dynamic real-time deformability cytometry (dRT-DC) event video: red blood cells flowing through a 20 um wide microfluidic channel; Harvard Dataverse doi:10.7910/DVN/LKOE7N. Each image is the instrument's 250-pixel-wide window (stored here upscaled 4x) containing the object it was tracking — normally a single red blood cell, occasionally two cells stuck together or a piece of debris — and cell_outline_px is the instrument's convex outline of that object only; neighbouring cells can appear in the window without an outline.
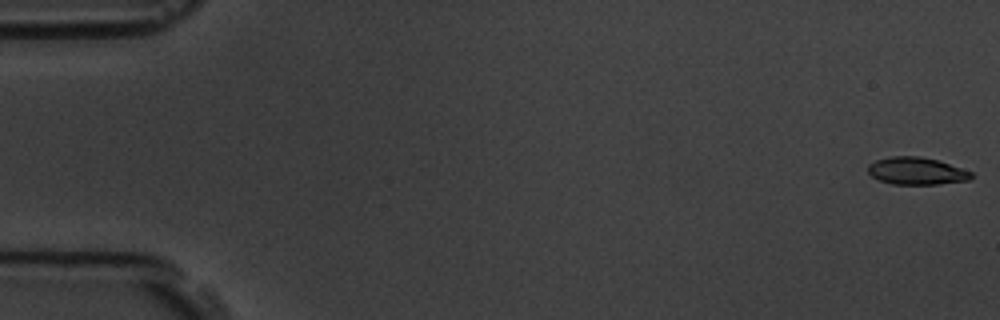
{"species": "common noctule bat (a hibernating species)", "species_latin": "Nyctalus noctula", "temperature_condition": "room temperature", "stored_images_in_passage": 10, "camera_frame_rate_fps": 3000, "um_per_image_px": 0.085, "animal": {"sex": "male", "body_mass_g": 19.5, "forearm_length_mm": 54.6}, "frame": {"image": 1, "passage_image": 1, "time_ms": 0.0, "image_size_px": [1000, 320], "cell_outline_px": [[976, 176], [972, 180], [936, 184], [892, 184], [880, 180], [872, 176], [868, 172], [868, 164], [876, 160], [888, 156], [920, 156], [936, 160], [972, 172]], "centroid_in_image_um": [77.92, 14.53], "position_along_channel_um": 7.1, "area_um2": 16.47}}